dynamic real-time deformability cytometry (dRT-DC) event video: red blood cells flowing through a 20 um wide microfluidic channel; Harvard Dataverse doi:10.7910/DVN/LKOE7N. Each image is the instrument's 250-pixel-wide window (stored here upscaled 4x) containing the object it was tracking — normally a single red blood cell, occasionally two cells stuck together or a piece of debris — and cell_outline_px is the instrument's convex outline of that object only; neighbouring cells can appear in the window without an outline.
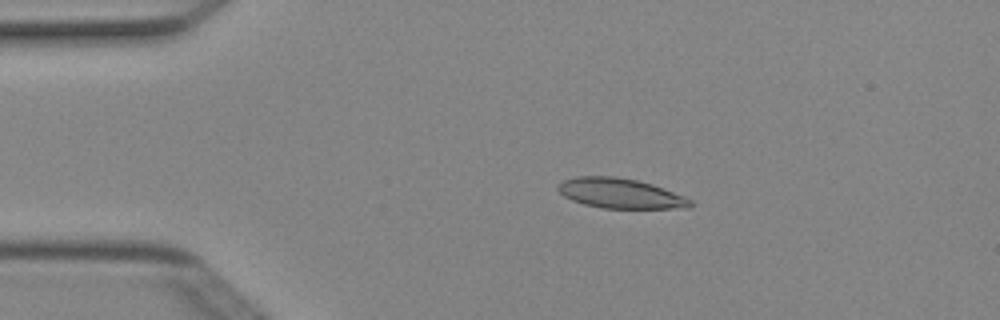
{"species": "Egyptian fruit bat (a non-hibernating species)", "species_latin": "Rousettus aegyptiacus", "temperature_condition": "cold", "stored_images_in_passage": 3, "camera_frame_rate_fps": 3000, "um_per_image_px": 0.085, "animal": {"sex": "female"}, "frame": {"image": 1, "passage_image": 2, "time_ms": 0.333, "image_size_px": [1000, 320], "cell_outline_px": [[696, 204], [688, 208], [604, 208], [584, 204], [572, 200], [564, 196], [556, 188], [564, 180], [576, 176], [612, 176], [636, 180], [652, 184], [684, 196], [692, 200]], "centroid_in_image_um": [52.75, 16.44], "position_along_channel_um": 32.2, "area_um2": 23.0}}